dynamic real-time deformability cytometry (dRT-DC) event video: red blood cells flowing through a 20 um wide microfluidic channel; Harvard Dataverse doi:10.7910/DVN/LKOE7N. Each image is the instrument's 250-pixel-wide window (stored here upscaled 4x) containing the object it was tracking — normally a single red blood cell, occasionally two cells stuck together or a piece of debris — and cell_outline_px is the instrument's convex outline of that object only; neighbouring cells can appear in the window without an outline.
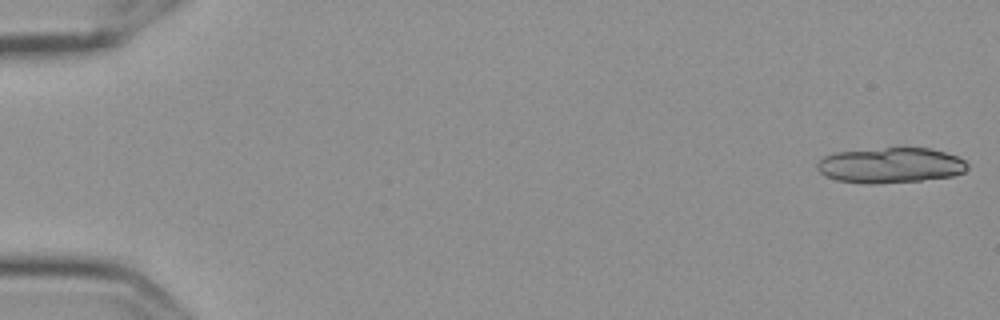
{"species": "Egyptian fruit bat (a non-hibernating species)", "species_latin": "Rousettus aegyptiacus", "temperature_condition": "cold", "stored_images_in_passage": 17, "camera_frame_rate_fps": 3000, "um_per_image_px": 0.085, "frame": {"image": 1, "passage_image": 1, "time_ms": 0.0, "image_size_px": [1000, 320], "cell_outline_px": [[968, 168], [964, 172], [952, 176], [920, 180], [872, 184], [868, 184], [836, 180], [820, 172], [816, 168], [816, 164], [824, 156], [836, 152], [884, 148], [928, 148], [944, 152], [956, 156], [964, 160], [968, 164]], "centroid_in_image_um": [75.69, 14.05], "position_along_channel_um": 9.3, "area_um2": 30.75}}
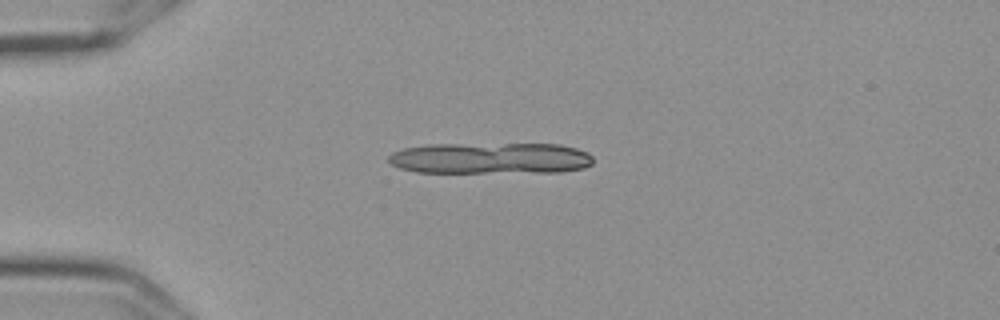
{"frame": {"image": 2, "passage_image": 14, "time_ms": 4.333, "image_size_px": [1000, 320], "cell_outline_px": [[592, 164], [584, 168], [560, 172], [416, 172], [400, 168], [392, 164], [388, 160], [388, 156], [392, 152], [404, 148], [428, 144], [560, 144], [576, 148], [588, 152], [592, 156]], "centroid_in_image_um": [41.71, 13.44], "position_along_channel_um": 43.3, "area_um2": 37.51}}